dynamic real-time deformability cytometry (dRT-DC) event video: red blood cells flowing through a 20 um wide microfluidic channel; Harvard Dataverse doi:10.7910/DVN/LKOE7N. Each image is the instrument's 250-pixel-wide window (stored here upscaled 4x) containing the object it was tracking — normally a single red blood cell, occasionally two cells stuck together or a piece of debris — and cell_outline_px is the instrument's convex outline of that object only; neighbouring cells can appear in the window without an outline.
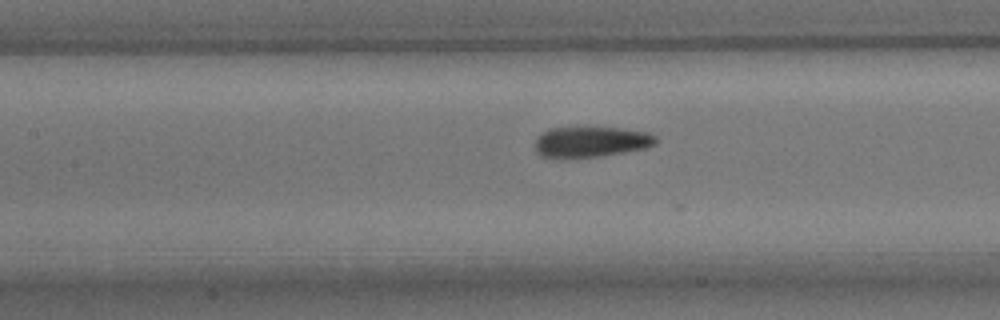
{"species": "common noctule bat (a hibernating species)", "species_latin": "Nyctalus noctula", "temperature_condition": "room temperature", "stored_images_in_passage": 7, "camera_frame_rate_fps": 3000, "um_per_image_px": 0.085, "animal": {"sex": "male", "body_mass_g": 15.6}, "frame": {"image": 1, "passage_image": 7, "time_ms": 7.667, "image_size_px": [1000, 320], "cell_outline_px": [[656, 144], [644, 148], [624, 152], [600, 156], [540, 156], [536, 152], [536, 140], [548, 128], [616, 128], [648, 132], [656, 136]], "centroid_in_image_um": [50.28, 12.04], "position_along_channel_um": 157.1, "area_um2": 20.81}}